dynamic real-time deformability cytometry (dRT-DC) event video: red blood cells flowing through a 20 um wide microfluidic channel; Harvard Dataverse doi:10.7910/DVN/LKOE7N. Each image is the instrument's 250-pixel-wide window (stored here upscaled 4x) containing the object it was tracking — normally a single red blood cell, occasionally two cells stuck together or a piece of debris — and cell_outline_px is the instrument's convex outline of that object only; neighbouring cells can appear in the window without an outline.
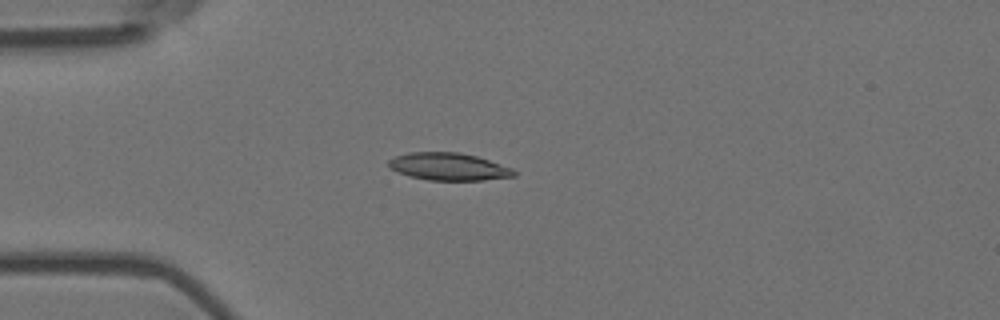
{"species": "Egyptian fruit bat (a non-hibernating species)", "species_latin": "Rousettus aegyptiacus", "temperature_condition": "room temperature", "stored_images_in_passage": 4, "camera_frame_rate_fps": 3000, "um_per_image_px": 0.085, "animal": {"sex": "female"}, "frame": {"image": 1, "passage_image": 4, "time_ms": 1.0, "image_size_px": [1000, 320], "cell_outline_px": [[516, 176], [484, 180], [428, 180], [408, 176], [392, 168], [388, 164], [388, 160], [396, 156], [408, 152], [460, 152], [476, 156], [512, 168], [516, 172]], "centroid_in_image_um": [38.14, 14.16], "position_along_channel_um": 46.9, "area_um2": 19.94}}